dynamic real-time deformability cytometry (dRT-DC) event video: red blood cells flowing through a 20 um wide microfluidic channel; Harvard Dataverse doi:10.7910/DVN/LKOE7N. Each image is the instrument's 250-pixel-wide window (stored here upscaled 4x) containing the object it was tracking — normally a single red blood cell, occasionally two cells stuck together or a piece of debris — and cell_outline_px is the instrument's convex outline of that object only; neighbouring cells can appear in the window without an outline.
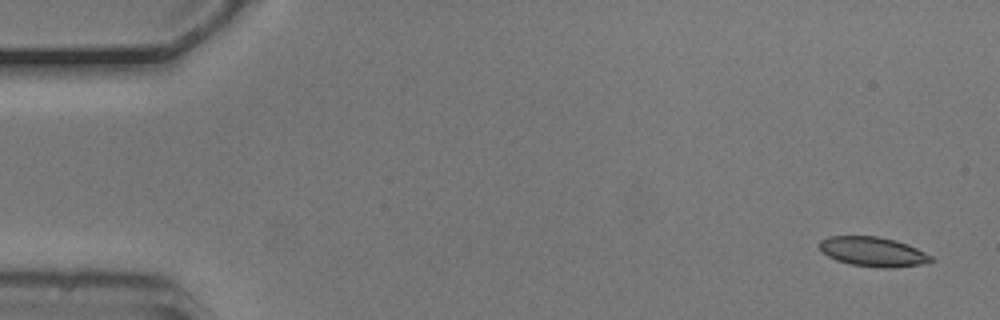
{"species": "common noctule bat (a hibernating species)", "species_latin": "Nyctalus noctula", "temperature_condition": "cold", "stored_images_in_passage": 4, "camera_frame_rate_fps": 3000, "um_per_image_px": 0.085, "animal": {"sex": "male", "body_mass_g": 20.5, "forearm_length_mm": 52.5}, "frame": {"image": 1, "passage_image": 1, "time_ms": 0.0, "image_size_px": [1000, 320], "cell_outline_px": [[936, 260], [920, 264], [892, 268], [880, 268], [848, 264], [836, 260], [820, 252], [820, 240], [828, 236], [880, 236], [896, 240], [908, 244], [932, 256]], "centroid_in_image_um": [74.19, 21.39], "position_along_channel_um": 10.8, "area_um2": 19.42}}